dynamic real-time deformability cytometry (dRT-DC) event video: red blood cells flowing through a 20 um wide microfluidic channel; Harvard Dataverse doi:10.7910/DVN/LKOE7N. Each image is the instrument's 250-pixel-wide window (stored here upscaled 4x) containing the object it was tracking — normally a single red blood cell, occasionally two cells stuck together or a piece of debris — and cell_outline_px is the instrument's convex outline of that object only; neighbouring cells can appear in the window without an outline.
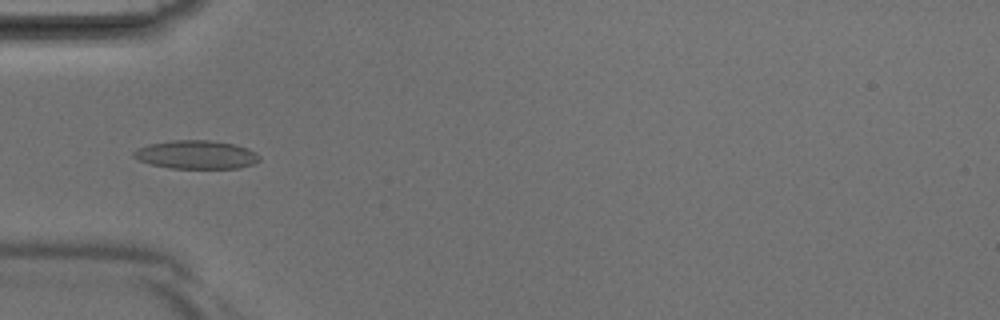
{"species": "Egyptian fruit bat (a non-hibernating species)", "species_latin": "Rousettus aegyptiacus", "temperature_condition": "room temperature", "stored_images_in_passage": 30, "camera_frame_rate_fps": 3000, "um_per_image_px": 0.085, "animal": {"sex": "male"}, "frame": {"image": 1, "passage_image": 2, "time_ms": 0.333, "image_size_px": [1000, 320], "cell_outline_px": [[260, 160], [252, 164], [240, 168], [168, 168], [152, 164], [140, 160], [132, 156], [132, 152], [136, 148], [148, 144], [172, 140], [208, 140], [232, 144], [248, 148], [256, 152], [260, 156]], "centroid_in_image_um": [16.67, 13.14], "position_along_channel_um": 68.3, "area_um2": 20.87}}
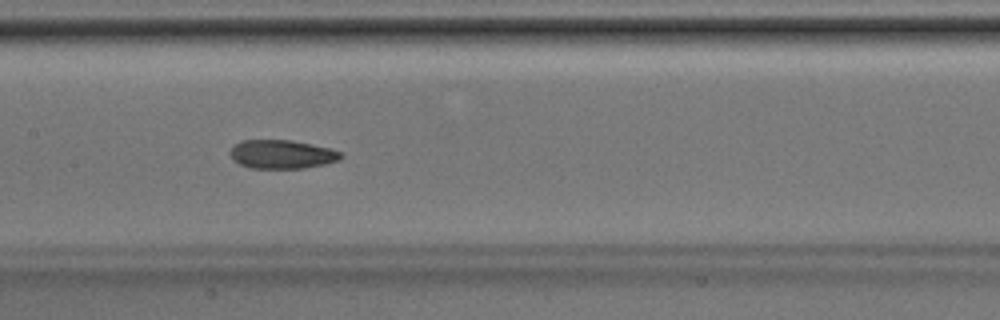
{"frame": {"image": 2, "passage_image": 9, "time_ms": 2.667, "image_size_px": [1000, 320], "cell_outline_px": [[344, 156], [340, 160], [324, 164], [304, 168], [248, 168], [232, 160], [228, 152], [240, 140], [292, 140], [312, 144], [344, 152]], "centroid_in_image_um": [23.97, 13.11], "position_along_channel_um": 183.4, "area_um2": 18.73}}
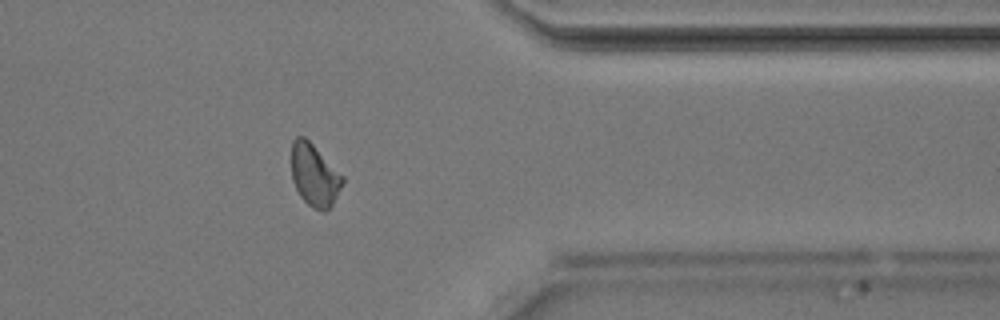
{"frame": {"image": 3, "passage_image": 22, "time_ms": 7.0, "image_size_px": [1000, 320], "cell_outline_px": [[344, 180], [332, 204], [324, 212], [320, 212], [312, 208], [300, 196], [292, 180], [292, 140], [296, 136], [304, 136], [344, 176]], "centroid_in_image_um": [26.71, 14.89], "position_along_channel_um": 384.7, "area_um2": 18.38}}